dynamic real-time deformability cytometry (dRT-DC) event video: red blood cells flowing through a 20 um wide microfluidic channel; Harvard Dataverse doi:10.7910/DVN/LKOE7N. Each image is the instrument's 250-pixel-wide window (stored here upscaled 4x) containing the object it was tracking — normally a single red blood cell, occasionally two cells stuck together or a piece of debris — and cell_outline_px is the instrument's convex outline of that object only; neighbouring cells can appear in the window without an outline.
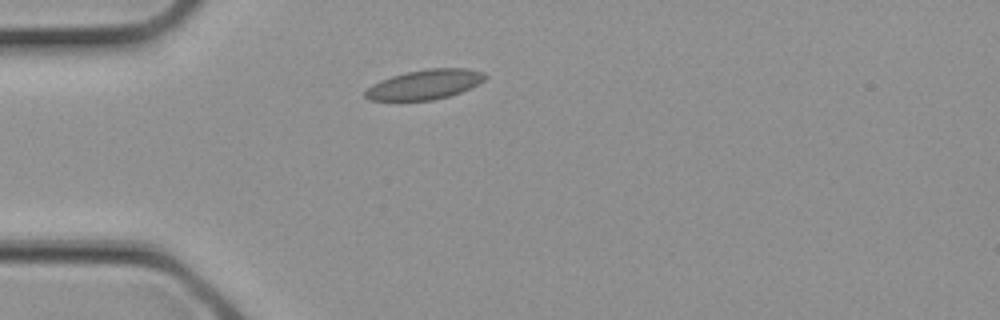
{"species": "common noctule bat (a hibernating species)", "species_latin": "Nyctalus noctula", "temperature_condition": "cold", "stored_images_in_passage": 1, "camera_frame_rate_fps": 3000, "um_per_image_px": 0.085, "animal": {"sex": "female", "body_mass_g": 21.9}, "frame": {"image": 1, "passage_image": 1, "time_ms": 0.0, "image_size_px": [1000, 320], "cell_outline_px": [[488, 76], [484, 80], [460, 92], [448, 96], [432, 100], [368, 100], [364, 96], [364, 92], [372, 84], [380, 80], [392, 76], [408, 72], [428, 68], [468, 68], [484, 72]], "centroid_in_image_um": [36.1, 7.17], "position_along_channel_um": 48.9, "area_um2": 20.58}}